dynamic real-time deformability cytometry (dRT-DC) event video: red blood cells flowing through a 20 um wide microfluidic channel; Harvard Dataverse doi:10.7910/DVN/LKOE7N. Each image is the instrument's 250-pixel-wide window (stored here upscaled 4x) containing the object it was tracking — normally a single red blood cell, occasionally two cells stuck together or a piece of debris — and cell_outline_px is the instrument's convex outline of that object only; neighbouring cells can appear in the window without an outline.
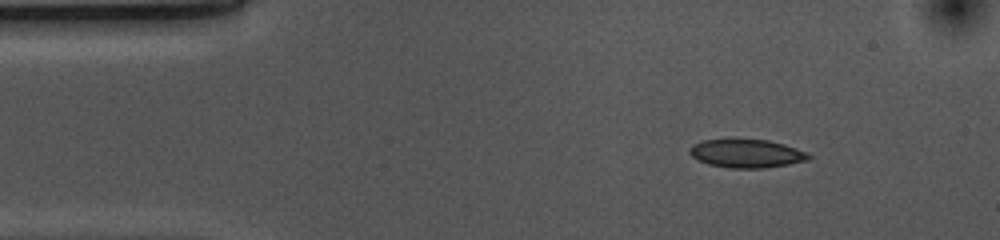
{"species": "common noctule bat (a hibernating species)", "species_latin": "Nyctalus noctula", "temperature_condition": "cold", "stored_images_in_passage": 47, "camera_frame_rate_fps": 3000, "um_per_image_px": 0.085, "animal": {"sex": "female", "body_mass_g": 10.0, "forearm_length_mm": 53.1}, "frame": {"image": 1, "passage_image": 1, "time_ms": 0.0, "image_size_px": [1000, 240], "cell_outline_px": [[812, 156], [808, 160], [788, 164], [764, 168], [728, 168], [708, 164], [692, 156], [688, 152], [688, 148], [692, 144], [704, 140], [768, 140], [784, 144], [808, 152]], "centroid_in_image_um": [63.46, 13.05], "position_along_channel_um": 21.5, "area_um2": 19.59}}
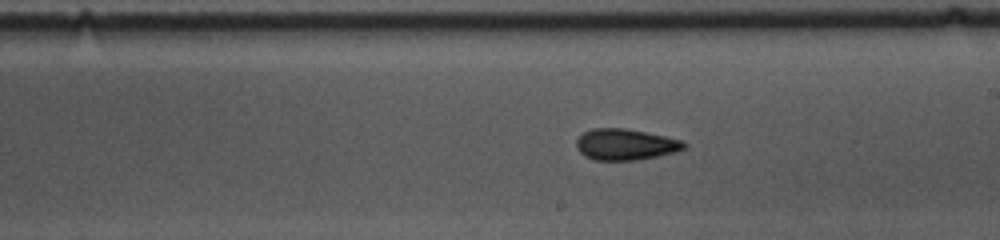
{"frame": {"image": 2, "passage_image": 23, "time_ms": 7.333, "image_size_px": [1000, 240], "cell_outline_px": [[688, 144], [684, 148], [676, 152], [636, 160], [592, 160], [584, 156], [576, 148], [576, 140], [584, 132], [592, 128], [624, 128], [684, 140]], "centroid_in_image_um": [53.15, 12.28], "position_along_channel_um": 235.8, "area_um2": 19.59}}
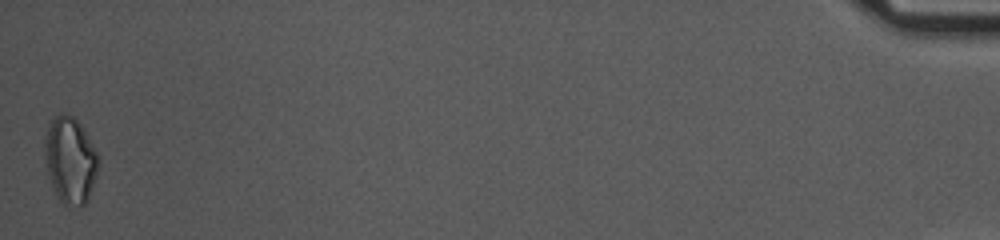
{"frame": {"image": 3, "passage_image": 47, "time_ms": 15.333, "image_size_px": [1000, 240], "cell_outline_px": [[100, 160], [96, 176], [88, 200], [80, 208], [68, 208], [60, 204], [56, 196], [48, 176], [44, 156], [44, 140], [48, 124], [60, 112], [72, 116], [80, 124], [96, 152]], "centroid_in_image_um": [5.95, 13.69], "position_along_channel_um": 429.3, "area_um2": 27.46}, "authors_computed_cell_mechanics": {"area_um2": 19.652, "velocity_mm_per_s": 3.6901, "shape_relaxation_time_tau1_ms": 10.7138, "shape_relaxation_time_tau2_ms": 5.4902, "deformation_change_tau1": 0.1692, "deformation_change_tau2": 0.0935}}